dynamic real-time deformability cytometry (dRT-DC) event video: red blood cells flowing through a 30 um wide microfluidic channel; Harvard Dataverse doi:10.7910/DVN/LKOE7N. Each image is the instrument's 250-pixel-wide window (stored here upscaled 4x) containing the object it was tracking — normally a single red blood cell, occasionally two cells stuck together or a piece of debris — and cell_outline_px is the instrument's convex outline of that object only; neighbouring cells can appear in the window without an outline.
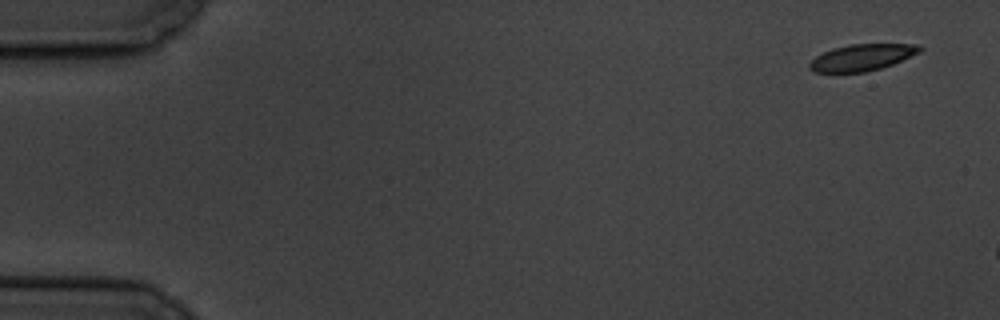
{"species": "common noctule bat (a hibernating species)", "species_latin": "Nyctalus noctula", "temperature_condition": "cold", "stored_images_in_passage": 3, "camera_frame_rate_fps": 3000, "um_per_image_px": 0.085, "animal": {"sex": "male", "body_mass_g": 19.5, "forearm_length_mm": 54.6}, "frame": {"image": 1, "passage_image": 1, "time_ms": 0.0, "image_size_px": [1000, 320], "cell_outline_px": [[924, 48], [920, 52], [892, 64], [880, 68], [864, 72], [812, 72], [808, 68], [808, 64], [816, 56], [832, 48], [848, 44], [920, 44]], "centroid_in_image_um": [73.26, 4.87], "position_along_channel_um": 11.7, "area_um2": 17.05}}